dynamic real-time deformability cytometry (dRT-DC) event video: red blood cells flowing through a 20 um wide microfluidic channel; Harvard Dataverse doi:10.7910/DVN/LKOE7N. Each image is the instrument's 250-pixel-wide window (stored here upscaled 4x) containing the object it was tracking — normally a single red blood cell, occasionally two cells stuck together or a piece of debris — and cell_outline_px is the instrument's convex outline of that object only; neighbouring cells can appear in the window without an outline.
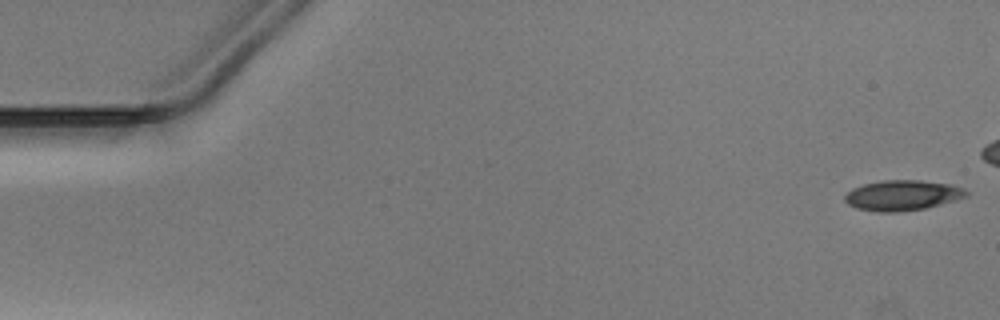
{"species": "Egyptian fruit bat (a non-hibernating species)", "species_latin": "Rousettus aegyptiacus", "temperature_condition": "warm", "stored_images_in_passage": 16, "camera_frame_rate_fps": 3000, "um_per_image_px": 0.085, "animal": {"sex": "male"}, "frame": {"image": 1, "passage_image": 1, "time_ms": 0.0, "image_size_px": [1000, 320], "cell_outline_px": [[968, 196], [924, 208], [896, 212], [876, 212], [856, 208], [848, 204], [844, 200], [844, 196], [852, 188], [864, 184], [884, 180], [920, 180], [948, 184], [964, 188], [968, 192]], "centroid_in_image_um": [76.67, 16.6], "position_along_channel_um": 8.3, "area_um2": 21.27}}